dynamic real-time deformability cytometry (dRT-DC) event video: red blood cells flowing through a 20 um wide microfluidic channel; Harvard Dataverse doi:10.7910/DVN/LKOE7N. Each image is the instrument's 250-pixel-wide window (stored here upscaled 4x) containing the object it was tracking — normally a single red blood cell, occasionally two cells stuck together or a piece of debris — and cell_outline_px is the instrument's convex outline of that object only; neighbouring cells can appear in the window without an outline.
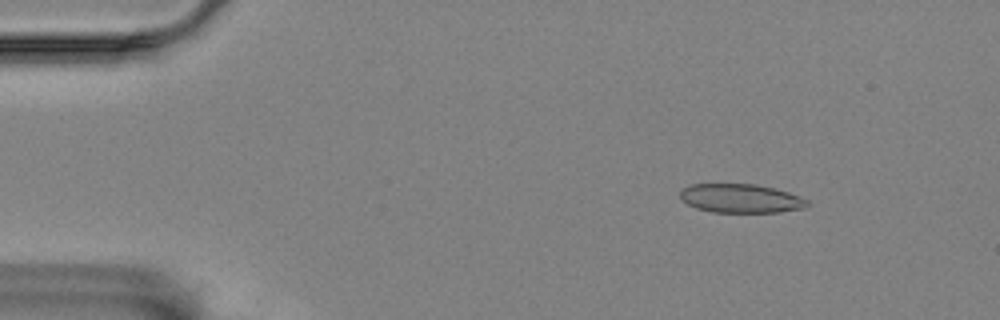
{"species": "Egyptian fruit bat (a non-hibernating species)", "species_latin": "Rousettus aegyptiacus", "temperature_condition": "room temperature", "stored_images_in_passage": 6, "camera_frame_rate_fps": 3000, "um_per_image_px": 0.085, "animal": {"sex": "female"}, "frame": {"image": 1, "passage_image": 2, "time_ms": 1.333, "image_size_px": [1000, 320], "cell_outline_px": [[808, 204], [804, 208], [780, 212], [712, 212], [696, 208], [680, 200], [680, 188], [688, 184], [756, 184], [776, 188], [788, 192], [808, 200]], "centroid_in_image_um": [62.92, 16.85], "position_along_channel_um": 22.1, "area_um2": 21.56}}